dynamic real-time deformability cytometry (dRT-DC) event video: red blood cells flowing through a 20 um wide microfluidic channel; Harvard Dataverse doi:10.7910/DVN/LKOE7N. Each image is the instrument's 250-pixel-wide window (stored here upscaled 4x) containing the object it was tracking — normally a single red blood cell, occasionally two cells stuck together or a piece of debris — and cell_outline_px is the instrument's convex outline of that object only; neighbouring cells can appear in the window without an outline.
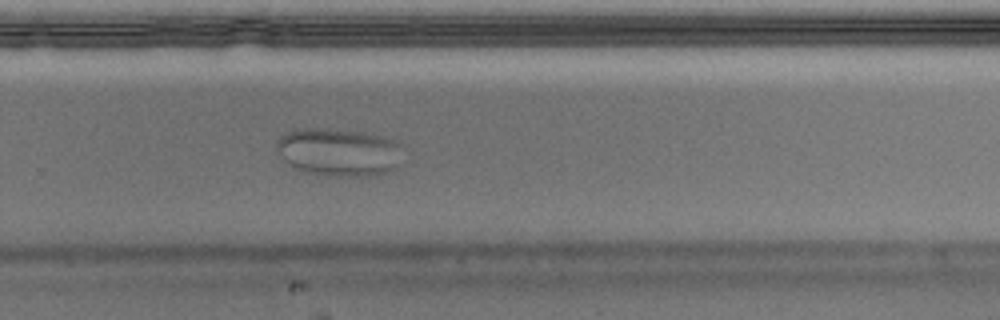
{"species": "Egyptian fruit bat (a non-hibernating species)", "species_latin": "Rousettus aegyptiacus", "temperature_condition": "warm", "stored_images_in_passage": 53, "camera_frame_rate_fps": 3000, "um_per_image_px": 0.085, "animal": {"sex": "male"}, "frame": {"image": 1, "passage_image": 35, "time_ms": 11.333, "image_size_px": [1000, 320], "cell_outline_px": [[404, 144], [400, 168], [388, 172], [372, 176], [332, 176], [308, 172], [296, 168], [288, 164], [280, 156], [276, 148], [276, 140], [280, 136], [288, 132], [300, 128], [328, 128], [364, 132], [380, 136]], "centroid_in_image_um": [28.86, 12.93], "position_along_channel_um": 300.9, "area_um2": 35.89}}